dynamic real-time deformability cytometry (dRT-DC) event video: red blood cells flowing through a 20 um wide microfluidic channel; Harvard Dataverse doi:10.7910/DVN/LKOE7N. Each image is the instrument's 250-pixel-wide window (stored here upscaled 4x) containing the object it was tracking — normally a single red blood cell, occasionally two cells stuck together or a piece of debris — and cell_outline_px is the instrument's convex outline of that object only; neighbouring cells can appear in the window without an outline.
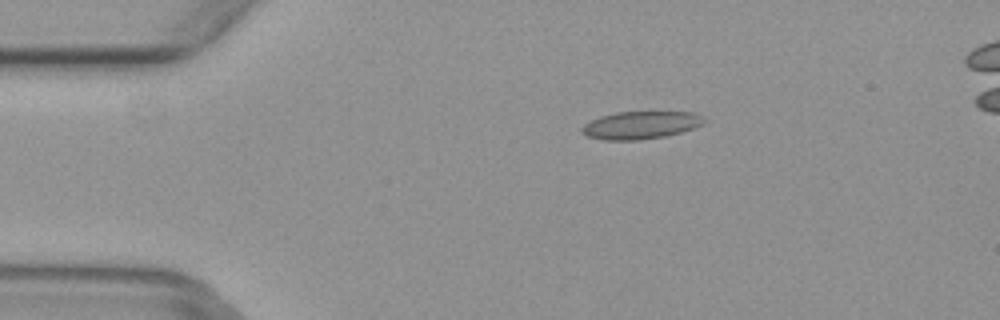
{"species": "common noctule bat (a hibernating species)", "species_latin": "Nyctalus noctula", "temperature_condition": "warm", "stored_images_in_passage": 4, "camera_frame_rate_fps": 3000, "um_per_image_px": 0.085, "animal": {"sex": "female", "body_mass_g": 29.2, "forearm_length_mm": 56.3}, "frame": {"image": 1, "passage_image": 2, "time_ms": 0.333, "image_size_px": [1000, 320], "cell_outline_px": [[708, 120], [704, 124], [680, 132], [664, 136], [640, 140], [604, 140], [588, 136], [580, 132], [580, 128], [584, 124], [600, 116], [616, 112], [692, 112]], "centroid_in_image_um": [54.44, 10.63], "position_along_channel_um": 30.6, "area_um2": 19.65}}